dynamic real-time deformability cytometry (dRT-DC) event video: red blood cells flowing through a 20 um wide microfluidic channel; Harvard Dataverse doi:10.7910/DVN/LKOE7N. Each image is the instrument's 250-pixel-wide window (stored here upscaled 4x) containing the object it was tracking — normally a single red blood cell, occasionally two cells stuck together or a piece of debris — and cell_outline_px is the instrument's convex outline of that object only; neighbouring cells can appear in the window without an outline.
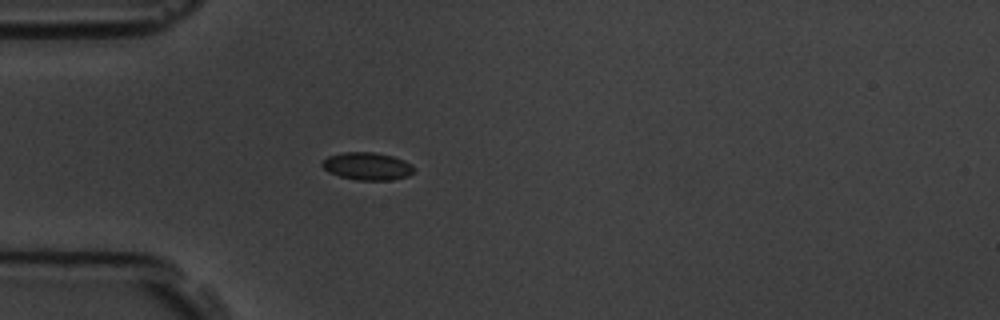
{"species": "common noctule bat (a hibernating species)", "species_latin": "Nyctalus noctula", "temperature_condition": "room temperature", "stored_images_in_passage": 4, "camera_frame_rate_fps": 3000, "um_per_image_px": 0.085, "animal": {"sex": "male", "body_mass_g": 19.5, "forearm_length_mm": 54.6}, "frame": {"image": 1, "passage_image": 4, "time_ms": 4.333, "image_size_px": [1000, 320], "cell_outline_px": [[412, 172], [408, 176], [392, 180], [356, 180], [340, 176], [328, 172], [320, 164], [328, 156], [344, 152], [376, 152], [392, 156], [404, 160], [412, 164]], "centroid_in_image_um": [31.2, 14.12], "position_along_channel_um": 53.8, "area_um2": 14.74}}